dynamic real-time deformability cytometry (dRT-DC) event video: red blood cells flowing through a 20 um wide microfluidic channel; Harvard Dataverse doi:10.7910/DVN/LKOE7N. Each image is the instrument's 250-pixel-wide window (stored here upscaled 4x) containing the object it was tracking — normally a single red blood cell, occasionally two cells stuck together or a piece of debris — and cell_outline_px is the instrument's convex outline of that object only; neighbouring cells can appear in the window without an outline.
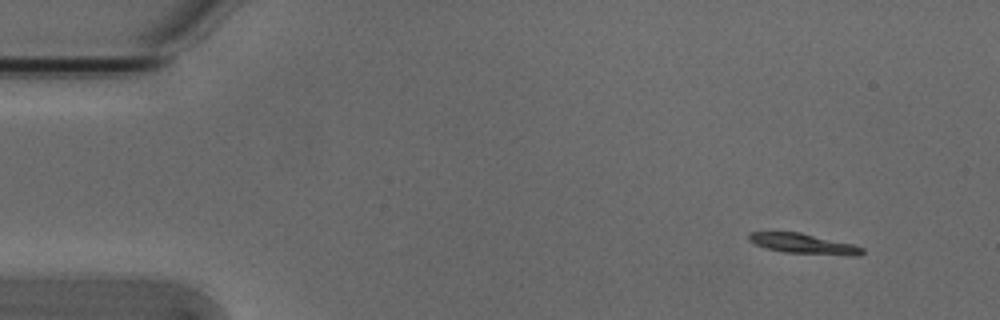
{"species": "Egyptian fruit bat (a non-hibernating species)", "species_latin": "Rousettus aegyptiacus", "temperature_condition": "cold", "stored_images_in_passage": 19, "camera_frame_rate_fps": 3000, "um_per_image_px": 0.085, "animal": {"sex": "male"}, "frame": {"image": 1, "passage_image": 1, "time_ms": 0.0, "image_size_px": [1000, 320], "cell_outline_px": [[864, 252], [860, 256], [848, 256], [784, 252], [764, 248], [748, 240], [748, 232], [800, 232], [852, 244], [864, 248]], "centroid_in_image_um": [68.31, 20.73], "position_along_channel_um": 16.7, "area_um2": 13.41}}
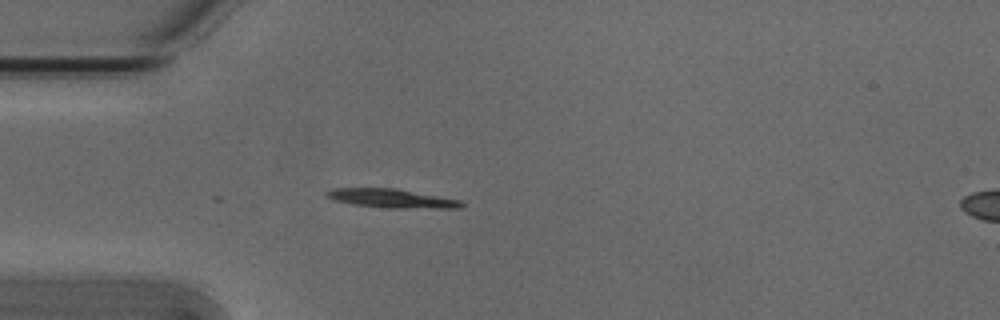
{"frame": {"image": 2, "passage_image": 11, "time_ms": 3.333, "image_size_px": [1000, 320], "cell_outline_px": [[464, 204], [460, 208], [392, 208], [352, 204], [336, 200], [324, 196], [324, 192], [332, 188], [396, 188], [460, 200]], "centroid_in_image_um": [33.26, 16.85], "position_along_channel_um": 51.7, "area_um2": 14.74}}
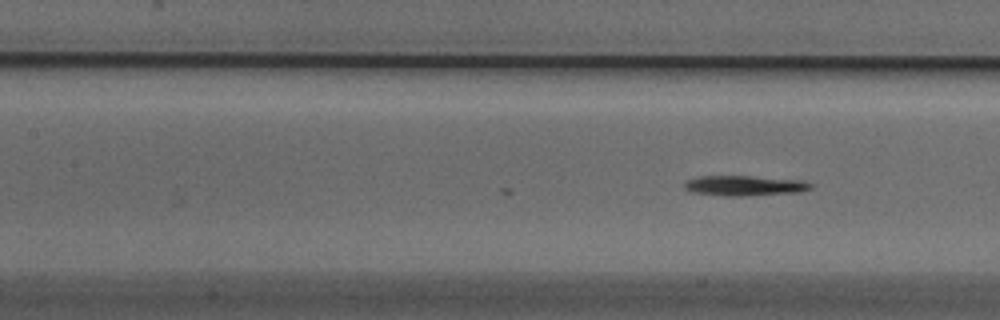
{"frame": {"image": 3, "passage_image": 19, "time_ms": 6.0, "image_size_px": [1000, 320], "cell_outline_px": [[812, 188], [800, 192], [740, 196], [728, 196], [692, 192], [684, 188], [684, 184], [688, 180], [700, 176], [748, 176], [800, 180], [812, 184]], "centroid_in_image_um": [63.29, 15.78], "position_along_channel_um": 144.1, "area_um2": 14.62}}